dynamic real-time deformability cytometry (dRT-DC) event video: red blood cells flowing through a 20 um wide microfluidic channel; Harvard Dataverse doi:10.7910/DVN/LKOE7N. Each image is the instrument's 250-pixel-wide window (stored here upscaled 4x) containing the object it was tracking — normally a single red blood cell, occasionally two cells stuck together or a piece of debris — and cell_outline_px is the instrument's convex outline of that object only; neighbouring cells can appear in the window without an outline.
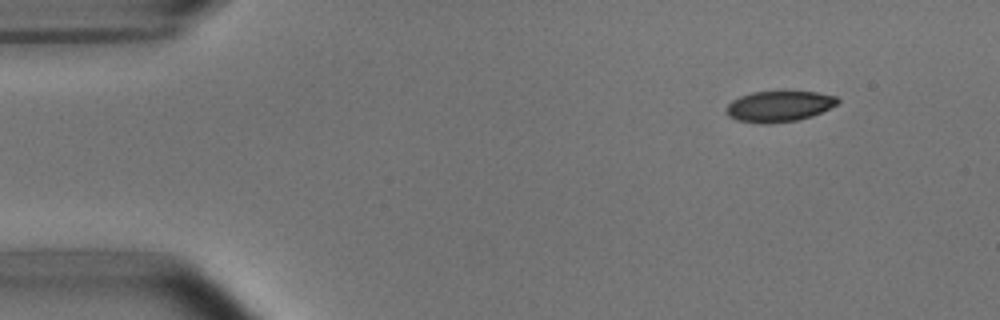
{"species": "common noctule bat (a hibernating species)", "species_latin": "Nyctalus noctula", "temperature_condition": "room temperature", "stored_images_in_passage": 47, "camera_frame_rate_fps": 3000, "um_per_image_px": 0.085, "animal": {"sex": "male", "body_mass_g": 15.6}, "frame": {"image": 1, "passage_image": 1, "time_ms": 0.0, "image_size_px": [1000, 320], "cell_outline_px": [[840, 100], [836, 104], [812, 116], [796, 120], [736, 120], [728, 116], [728, 104], [732, 100], [740, 96], [752, 92], [816, 92], [836, 96]], "centroid_in_image_um": [66.26, 8.98], "position_along_channel_um": 18.7, "area_um2": 18.79}}
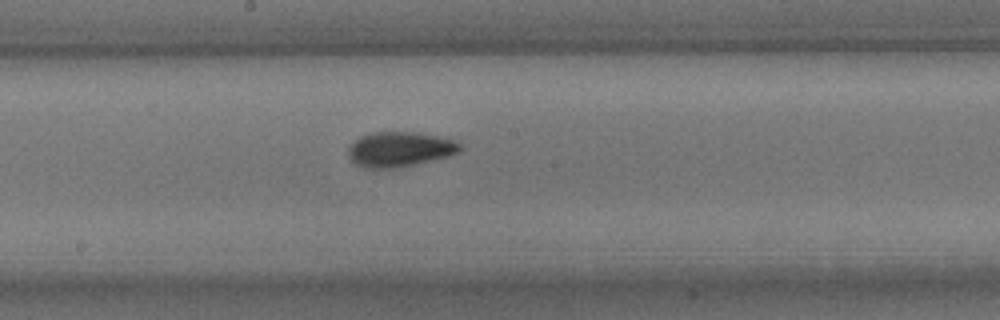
{"frame": {"image": 2, "passage_image": 23, "time_ms": 7.333, "image_size_px": [1000, 320], "cell_outline_px": [[464, 148], [460, 152], [448, 156], [416, 164], [396, 168], [368, 168], [356, 164], [352, 160], [348, 152], [348, 148], [360, 136], [372, 132], [420, 132], [444, 136], [456, 140]], "centroid_in_image_um": [34.05, 12.67], "position_along_channel_um": 214.1, "area_um2": 23.0}}
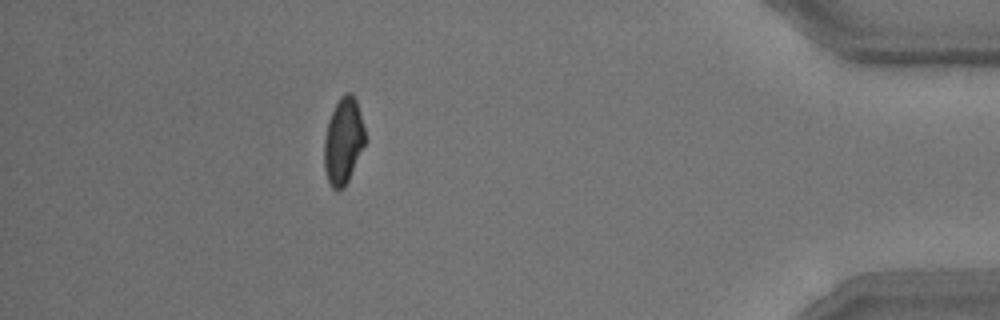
{"frame": {"image": 3, "passage_image": 42, "time_ms": 13.667, "image_size_px": [1000, 320], "cell_outline_px": [[368, 140], [348, 180], [340, 188], [332, 188], [328, 180], [324, 168], [324, 140], [328, 120], [340, 96], [344, 92], [352, 92], [356, 100]], "centroid_in_image_um": [29.2, 11.94], "position_along_channel_um": 406.0, "area_um2": 20.63}, "authors_computed_cell_mechanics": {"area_um2": 21.2704, "velocity_mm_per_s": 3.815, "shape_relaxation_time_tau1_ms": 3.043, "shape_relaxation_time_tau2_ms": 2.0207, "deformation_change_tau1": 0.1195, "deformation_change_tau2": 0.0764}}